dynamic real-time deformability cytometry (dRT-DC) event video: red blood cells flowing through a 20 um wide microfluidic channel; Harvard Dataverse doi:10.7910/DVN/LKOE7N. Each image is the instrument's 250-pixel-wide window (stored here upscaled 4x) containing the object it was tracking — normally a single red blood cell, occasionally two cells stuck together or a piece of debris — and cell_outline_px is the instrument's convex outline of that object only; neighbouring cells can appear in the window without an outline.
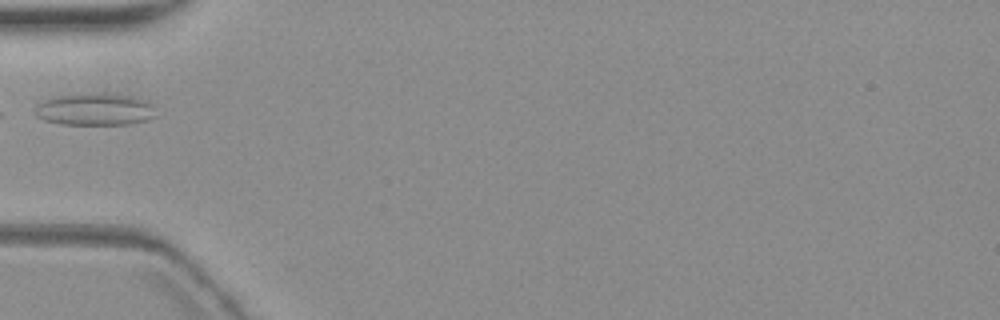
{"species": "common noctule bat (a hibernating species)", "species_latin": "Nyctalus noctula", "temperature_condition": "warm", "stored_images_in_passage": 1, "camera_frame_rate_fps": 3000, "um_per_image_px": 0.085, "animal": {"sex": "female", "body_mass_g": 19.3, "forearm_length_mm": 54.1}, "frame": {"image": 1, "passage_image": 1, "time_ms": 0.0, "image_size_px": [1000, 320], "cell_outline_px": [[156, 116], [144, 120], [128, 124], [60, 124], [44, 120], [36, 116], [36, 104], [52, 96], [80, 92], [104, 92], [132, 96], [148, 100], [156, 104]], "centroid_in_image_um": [8.09, 9.25], "position_along_channel_um": 76.9, "area_um2": 23.41}}